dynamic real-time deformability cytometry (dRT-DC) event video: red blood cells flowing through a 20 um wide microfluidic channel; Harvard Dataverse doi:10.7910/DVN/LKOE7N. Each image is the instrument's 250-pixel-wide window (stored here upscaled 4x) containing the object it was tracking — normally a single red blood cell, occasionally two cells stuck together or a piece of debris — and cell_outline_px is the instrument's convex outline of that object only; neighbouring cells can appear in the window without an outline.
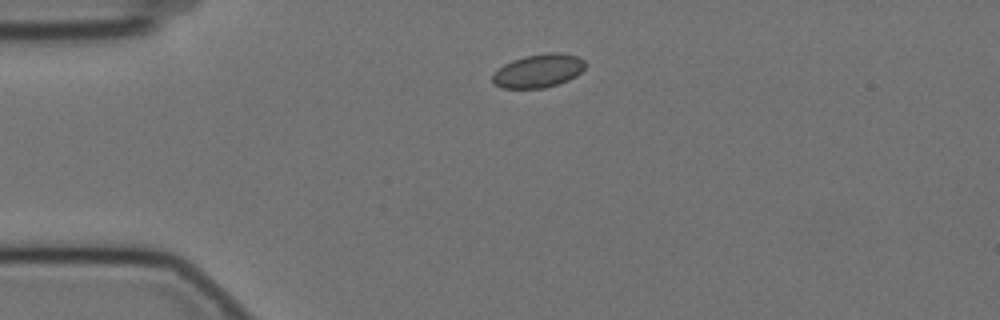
{"species": "Egyptian fruit bat (a non-hibernating species)", "species_latin": "Rousettus aegyptiacus", "temperature_condition": "cold", "stored_images_in_passage": 37, "camera_frame_rate_fps": 3000, "um_per_image_px": 0.085, "animal": {"sex": "female"}, "frame": {"image": 1, "passage_image": 1, "time_ms": 0.0, "image_size_px": [1000, 320], "cell_outline_px": [[584, 68], [576, 76], [568, 80], [544, 88], [500, 88], [492, 84], [492, 76], [504, 64], [512, 60], [524, 56], [548, 52], [560, 52], [576, 56], [584, 60]], "centroid_in_image_um": [45.74, 6.02], "position_along_channel_um": 39.3, "area_um2": 18.03}}
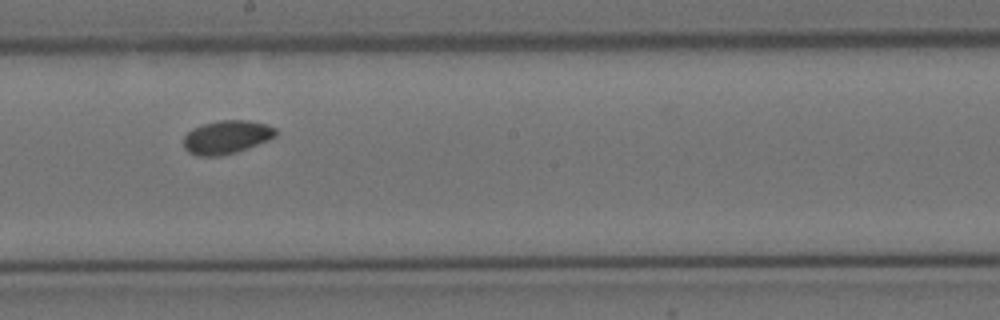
{"frame": {"image": 2, "passage_image": 20, "time_ms": 6.333, "image_size_px": [1000, 320], "cell_outline_px": [[276, 136], [268, 140], [248, 148], [236, 152], [220, 156], [196, 156], [188, 152], [184, 148], [184, 136], [192, 128], [204, 124], [220, 120], [248, 120], [264, 124], [276, 128]], "centroid_in_image_um": [19.24, 11.66], "position_along_channel_um": 229.0, "area_um2": 17.92}}
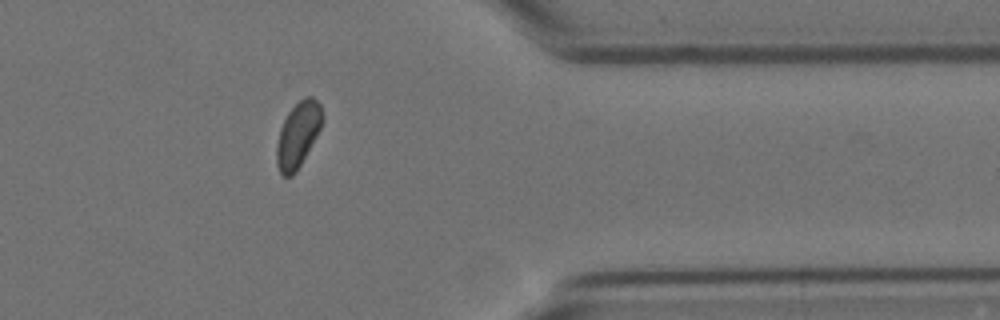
{"frame": {"image": 3, "passage_image": 35, "time_ms": 11.333, "image_size_px": [1000, 320], "cell_outline_px": [[324, 120], [316, 136], [296, 172], [292, 176], [284, 176], [280, 172], [276, 164], [276, 144], [280, 128], [288, 112], [304, 96], [312, 96], [320, 104], [324, 116]], "centroid_in_image_um": [25.32, 11.43], "position_along_channel_um": 386.1, "area_um2": 17.34}}